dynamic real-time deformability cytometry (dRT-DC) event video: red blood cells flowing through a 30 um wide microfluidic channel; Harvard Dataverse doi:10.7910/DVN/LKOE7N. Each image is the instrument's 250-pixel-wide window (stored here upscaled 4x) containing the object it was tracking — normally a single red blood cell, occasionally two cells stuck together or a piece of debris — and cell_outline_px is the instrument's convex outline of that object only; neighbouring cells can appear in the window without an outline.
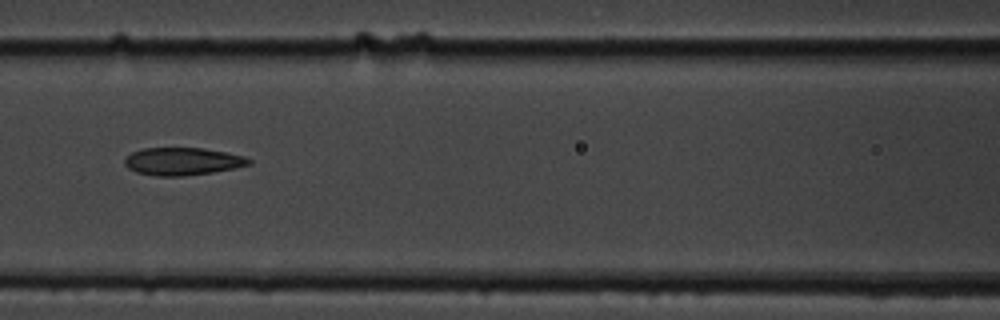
{"species": "common noctule bat (a hibernating species)", "species_latin": "Nyctalus noctula", "temperature_condition": "cold", "stored_images_in_passage": 6, "camera_frame_rate_fps": 3000, "um_per_image_px": 0.085, "animal": {"sex": "male", "body_mass_g": 19.5, "forearm_length_mm": 54.6}, "frame": {"image": 1, "passage_image": 4, "time_ms": 3.667, "image_size_px": [1000, 320], "cell_outline_px": [[252, 164], [236, 168], [212, 172], [184, 176], [156, 176], [136, 172], [128, 168], [124, 164], [124, 160], [132, 152], [144, 148], [204, 148], [244, 156], [252, 160]], "centroid_in_image_um": [15.53, 13.72], "position_along_channel_um": 151.1, "area_um2": 20.0}}
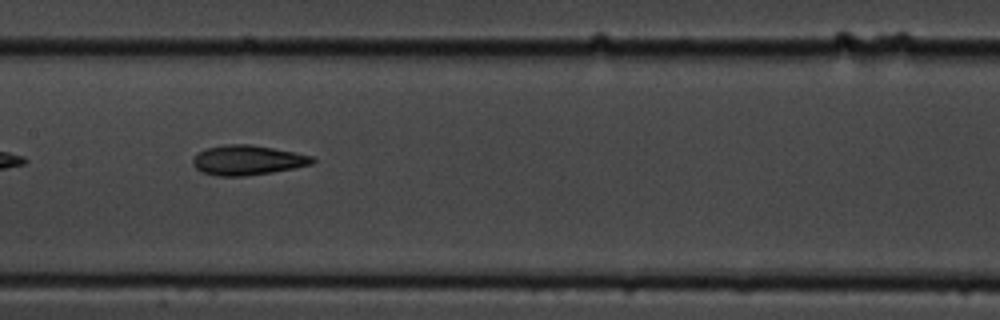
{"frame": {"image": 2, "passage_image": 5, "time_ms": 4.667, "image_size_px": [1000, 320], "cell_outline_px": [[316, 160], [312, 164], [272, 172], [244, 176], [216, 176], [200, 172], [192, 164], [192, 160], [196, 152], [204, 148], [224, 144], [252, 144], [296, 152], [312, 156]], "centroid_in_image_um": [20.98, 13.6], "position_along_channel_um": 186.4, "area_um2": 21.04}}
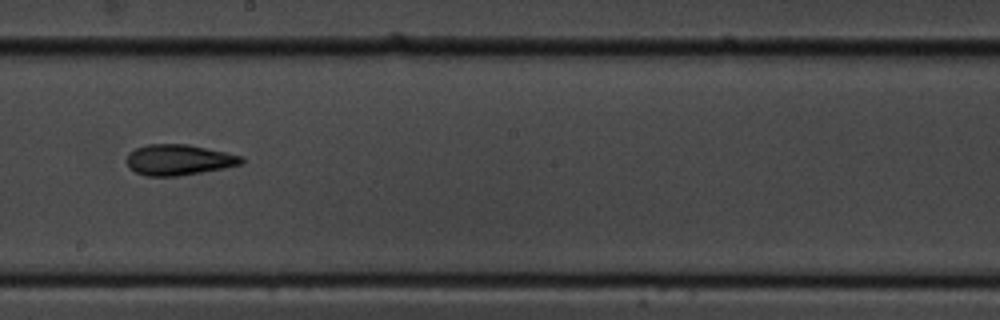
{"frame": {"image": 3, "passage_image": 6, "time_ms": 6.0, "image_size_px": [1000, 320], "cell_outline_px": [[244, 164], [224, 168], [176, 176], [148, 176], [136, 172], [128, 168], [128, 152], [136, 148], [148, 144], [188, 144], [244, 156]], "centroid_in_image_um": [15.22, 13.58], "position_along_channel_um": 233.0, "area_um2": 20.52}}